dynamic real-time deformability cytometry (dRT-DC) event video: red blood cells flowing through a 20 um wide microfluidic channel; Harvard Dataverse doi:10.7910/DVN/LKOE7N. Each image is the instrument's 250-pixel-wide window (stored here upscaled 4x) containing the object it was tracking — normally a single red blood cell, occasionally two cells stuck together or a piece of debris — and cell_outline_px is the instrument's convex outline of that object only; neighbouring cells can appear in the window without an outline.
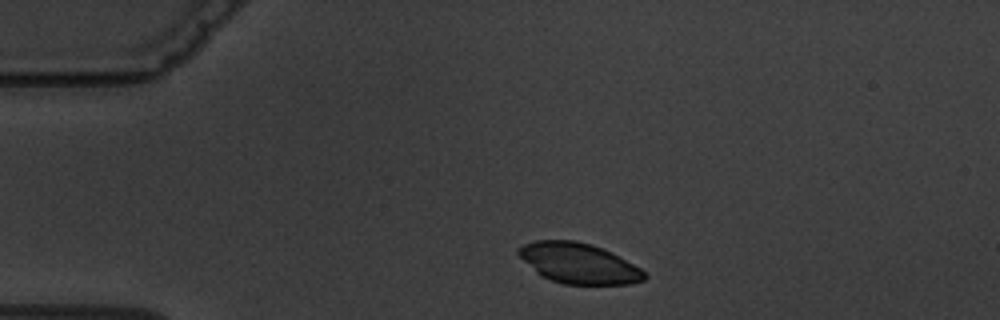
{"species": "common noctule bat (a hibernating species)", "species_latin": "Nyctalus noctula", "temperature_condition": "warm", "stored_images_in_passage": 2, "camera_frame_rate_fps": 3000, "um_per_image_px": 0.085, "animal": {"sex": "male", "body_mass_g": 19.5, "forearm_length_mm": 54.6}, "frame": {"image": 1, "passage_image": 1, "time_ms": 0.0, "image_size_px": [1000, 320], "cell_outline_px": [[648, 276], [644, 280], [632, 284], [564, 284], [540, 276], [516, 252], [524, 244], [536, 240], [576, 240], [592, 244], [640, 268]], "centroid_in_image_um": [49.17, 22.38], "position_along_channel_um": 35.8, "area_um2": 29.19}}